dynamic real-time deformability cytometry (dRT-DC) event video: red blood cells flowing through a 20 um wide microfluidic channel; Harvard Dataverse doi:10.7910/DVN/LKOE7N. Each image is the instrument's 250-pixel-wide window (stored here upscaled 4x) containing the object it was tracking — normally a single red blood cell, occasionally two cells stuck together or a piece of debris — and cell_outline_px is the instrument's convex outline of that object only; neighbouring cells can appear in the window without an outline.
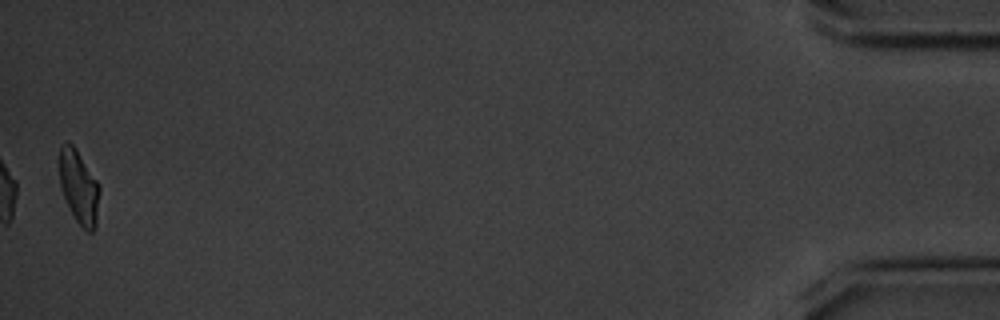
{"species": "common noctule bat (a hibernating species)", "species_latin": "Nyctalus noctula", "temperature_condition": "cold", "stored_images_in_passage": 43, "camera_frame_rate_fps": 3000, "um_per_image_px": 0.085, "animal": {"sex": "male", "body_mass_g": 20.1, "forearm_length_mm": 53.5}, "frame": {"image": 1, "passage_image": 43, "time_ms": 14.0, "image_size_px": [1000, 320], "cell_outline_px": [[100, 192], [96, 228], [92, 232], [88, 232], [76, 220], [60, 188], [60, 148], [68, 140], [76, 148], [100, 184]], "centroid_in_image_um": [6.74, 15.89], "position_along_channel_um": 428.5, "area_um2": 17.17}, "authors_computed_cell_mechanics": {"area_um2": 18.3226, "velocity_mm_per_s": 3.5505, "shape_relaxation_time_tau1_ms": 2.3855, "shape_relaxation_time_tau2_ms": 1.8194, "deformation_change_tau1": 0.1145, "deformation_change_tau2": 0.0702}}